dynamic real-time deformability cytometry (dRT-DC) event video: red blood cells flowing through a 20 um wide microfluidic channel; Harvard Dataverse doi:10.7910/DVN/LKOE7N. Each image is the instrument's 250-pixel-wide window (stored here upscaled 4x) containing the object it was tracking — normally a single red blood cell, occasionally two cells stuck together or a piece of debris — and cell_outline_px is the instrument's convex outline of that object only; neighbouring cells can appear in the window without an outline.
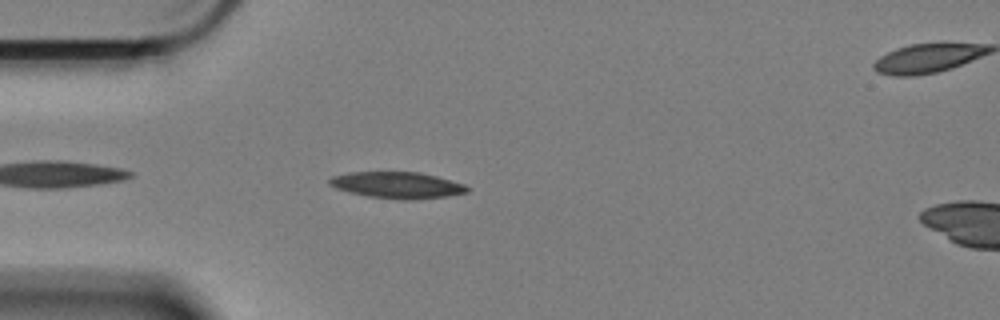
{"species": "Egyptian fruit bat (a non-hibernating species)", "species_latin": "Rousettus aegyptiacus", "temperature_condition": "cold", "stored_images_in_passage": 27, "camera_frame_rate_fps": 3000, "um_per_image_px": 0.085, "animal": {"sex": "female"}, "frame": {"image": 1, "passage_image": 4, "time_ms": 1.0, "image_size_px": [1000, 320], "cell_outline_px": [[468, 192], [448, 196], [412, 200], [400, 200], [368, 196], [348, 192], [336, 188], [328, 184], [328, 180], [332, 176], [348, 172], [420, 172], [436, 176], [464, 184], [468, 188]], "centroid_in_image_um": [33.74, 15.74], "position_along_channel_um": 51.3, "area_um2": 21.27}}
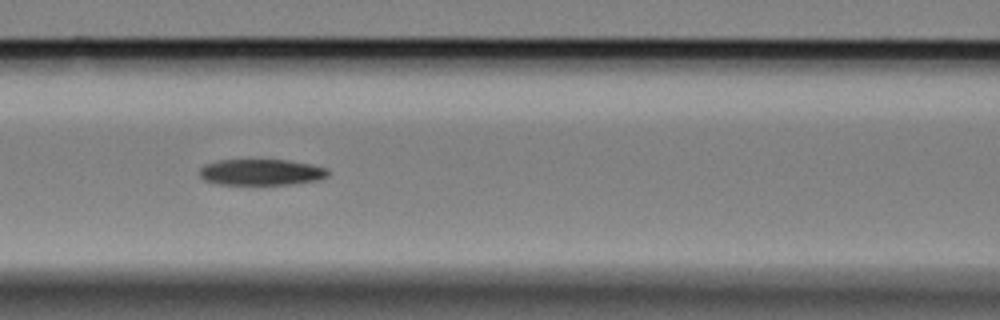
{"frame": {"image": 2, "passage_image": 13, "time_ms": 4.0, "image_size_px": [1000, 320], "cell_outline_px": [[328, 176], [316, 180], [292, 184], [220, 184], [204, 180], [200, 176], [200, 168], [204, 164], [220, 160], [288, 160], [312, 164], [328, 168]], "centroid_in_image_um": [22.21, 14.63], "position_along_channel_um": 144.4, "area_um2": 19.48}}
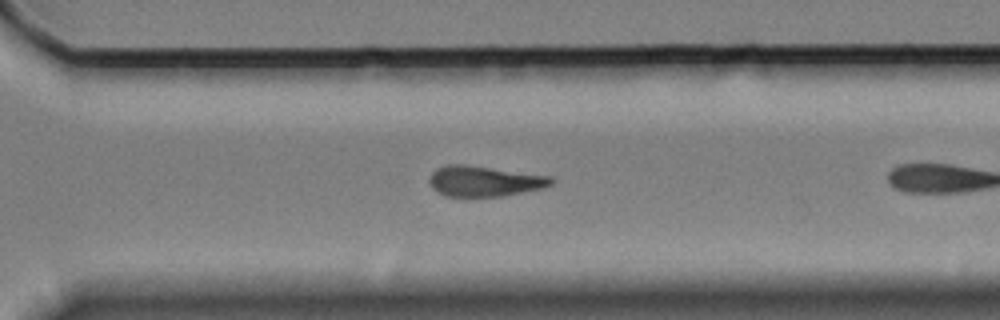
{"frame": {"image": 3, "passage_image": 26, "time_ms": 8.333, "image_size_px": [1000, 320], "cell_outline_px": [[556, 180], [552, 184], [544, 188], [504, 196], [468, 200], [444, 196], [436, 192], [432, 188], [428, 180], [432, 172], [436, 168], [448, 164], [464, 164], [552, 176]], "centroid_in_image_um": [41.14, 15.45], "position_along_channel_um": 329.5, "area_um2": 22.77}}